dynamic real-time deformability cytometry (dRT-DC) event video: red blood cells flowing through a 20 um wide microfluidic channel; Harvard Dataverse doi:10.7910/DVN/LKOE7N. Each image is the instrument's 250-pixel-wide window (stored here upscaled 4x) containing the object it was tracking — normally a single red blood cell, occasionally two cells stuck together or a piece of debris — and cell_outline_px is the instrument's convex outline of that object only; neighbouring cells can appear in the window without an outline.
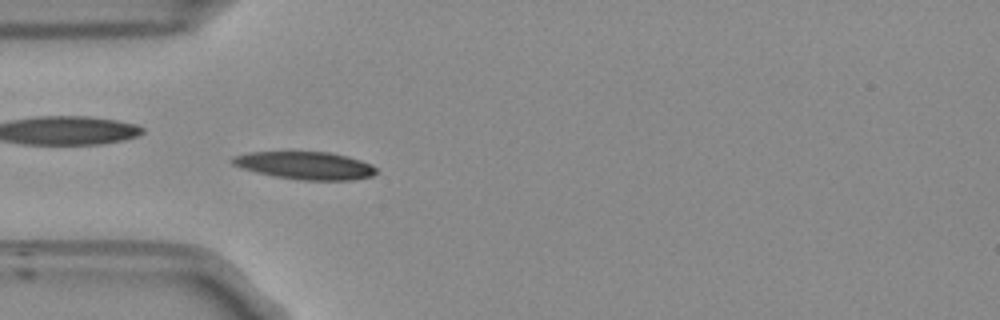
{"species": "Egyptian fruit bat (a non-hibernating species)", "species_latin": "Rousettus aegyptiacus", "temperature_condition": "room temperature", "stored_images_in_passage": 21, "camera_frame_rate_fps": 3000, "um_per_image_px": 0.085, "frame": {"image": 1, "passage_image": 7, "time_ms": 2.0, "image_size_px": [1000, 320], "cell_outline_px": [[376, 172], [372, 176], [352, 180], [304, 180], [276, 176], [256, 172], [240, 168], [232, 164], [228, 160], [232, 156], [248, 152], [288, 148], [328, 152], [348, 156], [372, 164], [376, 168]], "centroid_in_image_um": [25.84, 14.0], "position_along_channel_um": 59.2, "area_um2": 24.39}}